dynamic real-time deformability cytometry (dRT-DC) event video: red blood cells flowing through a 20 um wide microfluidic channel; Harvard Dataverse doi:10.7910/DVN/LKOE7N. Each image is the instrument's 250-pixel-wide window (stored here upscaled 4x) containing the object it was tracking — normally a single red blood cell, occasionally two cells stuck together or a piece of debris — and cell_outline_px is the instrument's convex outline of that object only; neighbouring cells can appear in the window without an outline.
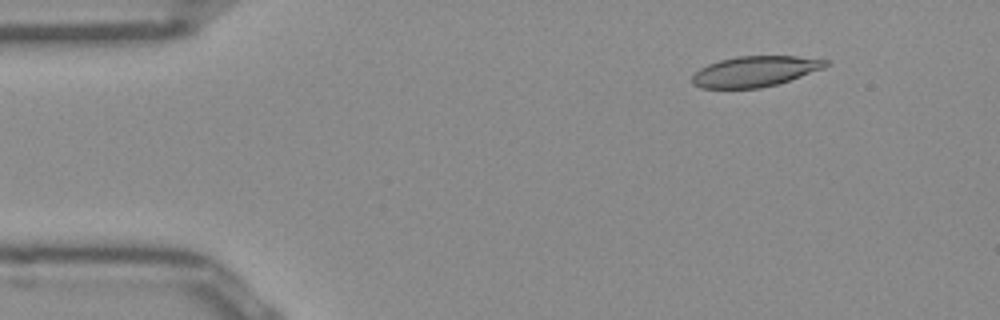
{"species": "Egyptian fruit bat (a non-hibernating species)", "species_latin": "Rousettus aegyptiacus", "temperature_condition": "room temperature", "stored_images_in_passage": 46, "camera_frame_rate_fps": 3000, "um_per_image_px": 0.085, "frame": {"image": 1, "passage_image": 1, "time_ms": 0.0, "image_size_px": [1000, 320], "cell_outline_px": [[832, 64], [824, 68], [776, 84], [760, 88], [700, 88], [692, 84], [692, 76], [700, 68], [708, 64], [720, 60], [736, 56], [796, 56], [828, 60]], "centroid_in_image_um": [64.17, 6.06], "position_along_channel_um": 20.8, "area_um2": 23.7}}
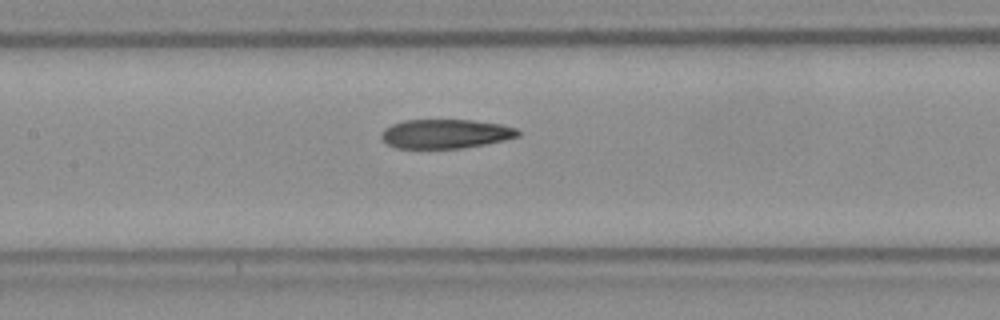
{"frame": {"image": 2, "passage_image": 18, "time_ms": 5.667, "image_size_px": [1000, 320], "cell_outline_px": [[520, 136], [504, 140], [464, 148], [396, 148], [388, 144], [380, 136], [380, 132], [384, 128], [392, 124], [404, 120], [472, 120], [500, 124], [516, 128], [520, 132]], "centroid_in_image_um": [37.86, 11.37], "position_along_channel_um": 169.5, "area_um2": 23.24}}
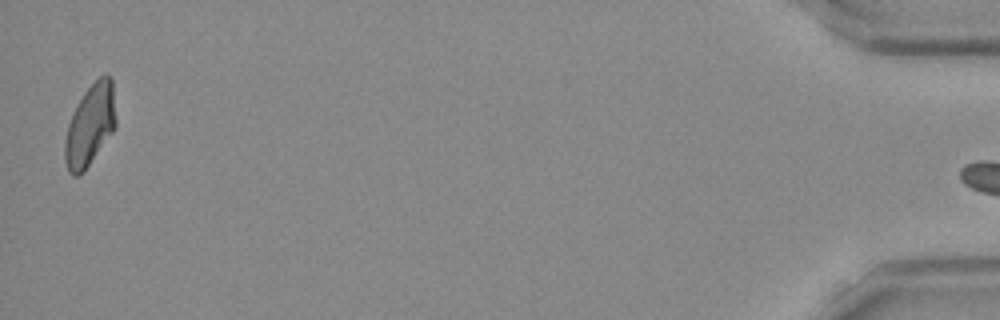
{"frame": {"image": 3, "passage_image": 45, "time_ms": 14.667, "image_size_px": [1000, 320], "cell_outline_px": [[116, 128], [84, 172], [76, 176], [72, 176], [68, 172], [64, 160], [64, 144], [68, 124], [84, 92], [104, 72], [108, 72], [112, 80], [116, 120]], "centroid_in_image_um": [7.67, 10.67], "position_along_channel_um": 427.5, "area_um2": 24.28}, "authors_computed_cell_mechanics": {"area_um2": 24.4494, "velocity_mm_per_s": 3.9414, "shape_relaxation_time_tau1_ms": 11.1262, "shape_relaxation_time_tau2_ms": 3.7494, "deformation_change_tau1": 0.2434, "deformation_change_tau2": 0.1092}}